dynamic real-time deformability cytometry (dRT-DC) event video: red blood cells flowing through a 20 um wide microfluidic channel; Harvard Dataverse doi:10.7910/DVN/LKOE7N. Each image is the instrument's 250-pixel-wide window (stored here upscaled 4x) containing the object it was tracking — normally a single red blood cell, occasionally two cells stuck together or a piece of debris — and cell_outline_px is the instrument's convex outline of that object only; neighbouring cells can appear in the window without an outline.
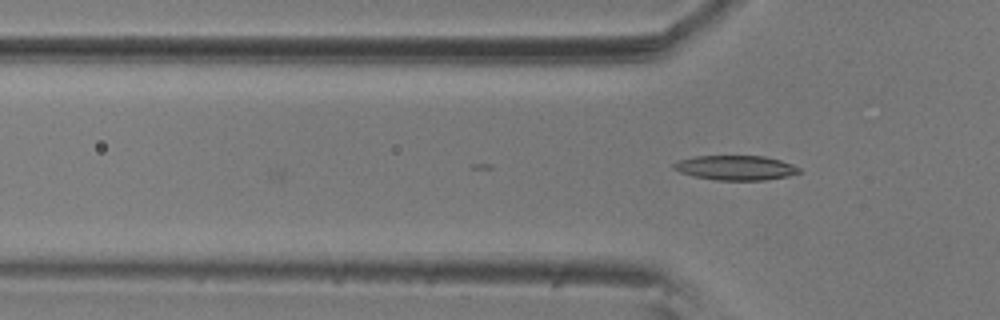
{"species": "common noctule bat (a hibernating species)", "species_latin": "Nyctalus noctula", "temperature_condition": "room temperature", "stored_images_in_passage": 5, "camera_frame_rate_fps": 3000, "um_per_image_px": 0.085, "animal": {"sex": "male", "body_mass_g": 20.5, "forearm_length_mm": 52.5}, "frame": {"image": 1, "passage_image": 5, "time_ms": 1.333, "image_size_px": [1000, 320], "cell_outline_px": [[800, 172], [788, 176], [764, 180], [716, 180], [696, 176], [680, 172], [672, 168], [672, 164], [680, 160], [696, 156], [764, 156], [780, 160], [792, 164], [800, 168]], "centroid_in_image_um": [62.54, 14.26], "position_along_channel_um": 63.3, "area_um2": 17.86}}